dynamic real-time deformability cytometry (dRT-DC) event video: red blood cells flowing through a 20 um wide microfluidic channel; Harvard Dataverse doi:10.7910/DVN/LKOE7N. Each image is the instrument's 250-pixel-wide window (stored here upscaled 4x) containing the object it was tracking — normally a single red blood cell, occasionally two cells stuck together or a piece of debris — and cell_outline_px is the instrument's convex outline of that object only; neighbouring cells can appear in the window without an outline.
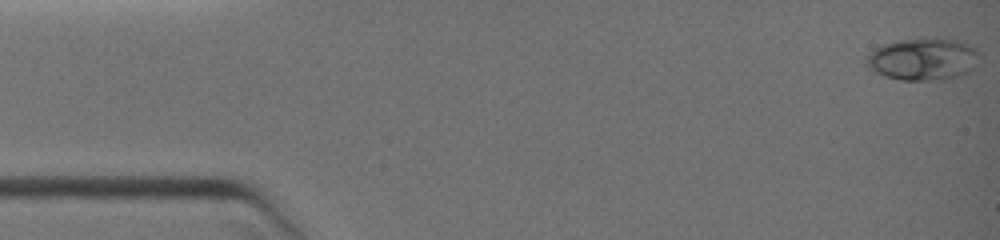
{"species": "common noctule bat (a hibernating species)", "species_latin": "Nyctalus noctula", "temperature_condition": "warm", "stored_images_in_passage": 9, "camera_frame_rate_fps": 3000, "um_per_image_px": 0.085, "animal": {"sex": "female", "body_mass_g": 19.0, "forearm_length_mm": 51.5}, "frame": {"image": 1, "passage_image": 1, "time_ms": 0.0, "image_size_px": [1000, 240], "cell_outline_px": [[980, 56], [972, 68], [968, 72], [960, 76], [944, 80], [900, 80], [884, 76], [868, 68], [864, 64], [864, 60], [876, 48], [884, 44], [896, 40], [936, 36], [956, 40], [968, 44], [976, 48]], "centroid_in_image_um": [78.45, 5.01], "position_along_channel_um": 6.5, "area_um2": 28.32}}
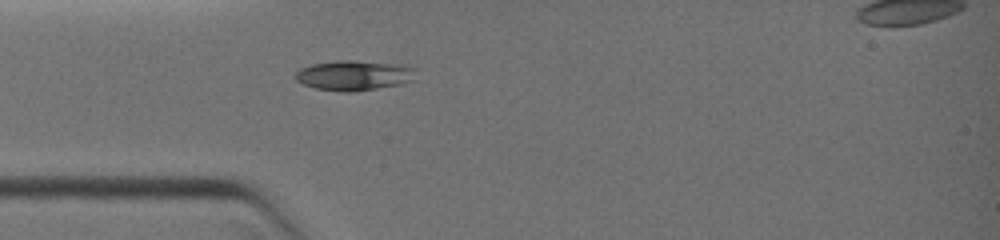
{"frame": {"image": 2, "passage_image": 9, "time_ms": 3.667, "image_size_px": [1000, 240], "cell_outline_px": [[416, 80], [400, 84], [356, 92], [340, 92], [316, 88], [304, 84], [296, 80], [296, 72], [300, 68], [312, 64], [336, 60], [352, 60], [396, 64], [416, 68]], "centroid_in_image_um": [30.12, 6.41], "position_along_channel_um": 54.9, "area_um2": 21.21}}